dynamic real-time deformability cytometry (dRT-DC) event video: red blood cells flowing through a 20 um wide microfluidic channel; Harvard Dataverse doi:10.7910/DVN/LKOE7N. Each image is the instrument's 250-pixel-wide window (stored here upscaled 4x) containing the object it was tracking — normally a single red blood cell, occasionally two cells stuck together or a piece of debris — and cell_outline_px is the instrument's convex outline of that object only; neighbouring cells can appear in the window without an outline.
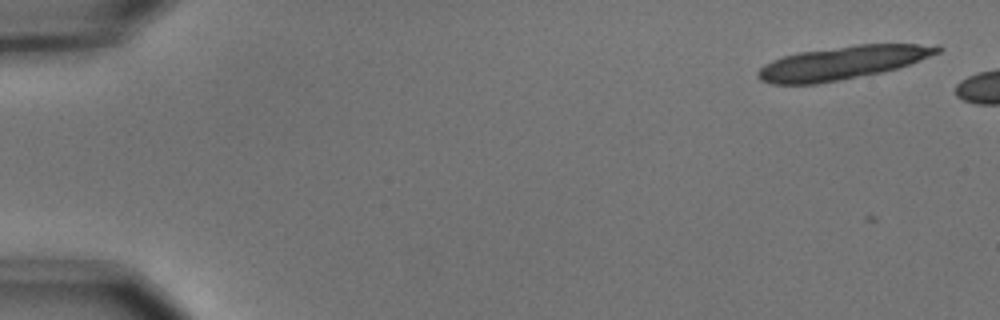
{"species": "common noctule bat (a hibernating species)", "species_latin": "Nyctalus noctula", "temperature_condition": "cold", "stored_images_in_passage": 3, "camera_frame_rate_fps": 3000, "um_per_image_px": 0.085, "animal": {"sex": "male", "body_mass_g": 15.6}, "frame": {"image": 1, "passage_image": 2, "time_ms": 0.333, "image_size_px": [1000, 320], "cell_outline_px": [[944, 48], [940, 52], [920, 60], [884, 72], [840, 80], [816, 84], [772, 84], [760, 80], [756, 76], [756, 72], [764, 64], [772, 60], [784, 56], [800, 52], [856, 44], [940, 44]], "centroid_in_image_um": [71.62, 5.33], "position_along_channel_um": 13.4, "area_um2": 34.91}}